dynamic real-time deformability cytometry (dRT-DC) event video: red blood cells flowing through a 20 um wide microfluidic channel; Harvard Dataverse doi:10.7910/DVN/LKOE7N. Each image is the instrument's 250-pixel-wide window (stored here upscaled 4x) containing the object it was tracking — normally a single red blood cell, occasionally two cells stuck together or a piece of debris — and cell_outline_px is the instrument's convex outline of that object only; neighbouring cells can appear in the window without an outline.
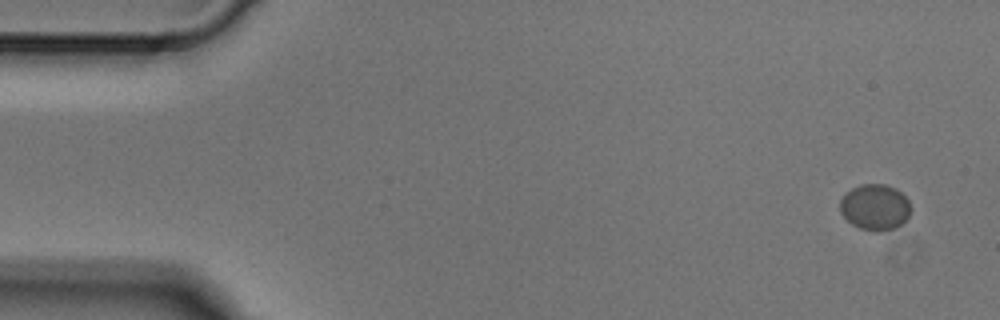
{"species": "Egyptian fruit bat (a non-hibernating species)", "species_latin": "Rousettus aegyptiacus", "temperature_condition": "cold", "stored_images_in_passage": 3, "camera_frame_rate_fps": 3000, "um_per_image_px": 0.085, "animal": {"sex": "male"}, "frame": {"image": 1, "passage_image": 1, "time_ms": 0.0, "image_size_px": [1000, 320], "cell_outline_px": [[912, 208], [908, 216], [900, 224], [892, 228], [880, 232], [876, 232], [860, 228], [852, 224], [840, 212], [840, 200], [844, 192], [860, 184], [884, 184], [896, 188], [908, 200]], "centroid_in_image_um": [74.35, 17.59], "position_along_channel_um": 10.6, "area_um2": 18.96}}
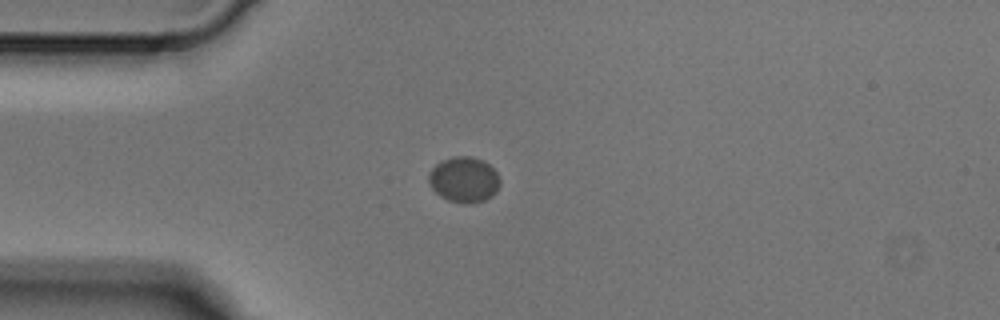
{"frame": {"image": 2, "passage_image": 3, "time_ms": 0.667, "image_size_px": [1000, 320], "cell_outline_px": [[500, 184], [496, 192], [492, 196], [484, 200], [472, 204], [468, 204], [448, 200], [440, 196], [428, 184], [428, 172], [440, 160], [452, 156], [468, 156], [480, 160], [488, 164], [496, 172], [500, 180]], "centroid_in_image_um": [39.41, 15.27], "position_along_channel_um": 45.6, "area_um2": 19.02}}